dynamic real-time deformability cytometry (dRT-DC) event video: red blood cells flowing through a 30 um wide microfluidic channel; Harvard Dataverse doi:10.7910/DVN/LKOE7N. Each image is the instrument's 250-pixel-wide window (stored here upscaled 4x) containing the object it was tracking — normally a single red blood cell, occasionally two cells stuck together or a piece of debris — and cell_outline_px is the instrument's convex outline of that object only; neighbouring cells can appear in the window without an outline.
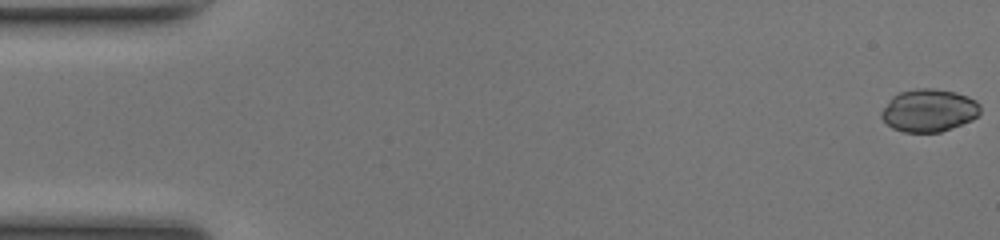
{"species": "common noctule bat (a hibernating species)", "species_latin": "Nyctalus noctula", "temperature_condition": "room temperature", "stored_images_in_passage": 50, "camera_frame_rate_fps": 3000, "um_per_image_px": 0.085, "animal": {"sex": "female", "body_mass_g": 17.0, "forearm_length_mm": 48.0}, "frame": {"image": 1, "passage_image": 1, "time_ms": 0.0, "image_size_px": [1000, 240], "cell_outline_px": [[980, 112], [972, 120], [952, 128], [940, 132], [904, 132], [892, 128], [880, 116], [880, 112], [892, 96], [900, 92], [916, 88], [932, 88], [956, 92], [968, 96], [976, 100], [980, 104]], "centroid_in_image_um": [78.96, 9.38], "position_along_channel_um": 6.0, "area_um2": 24.68}}
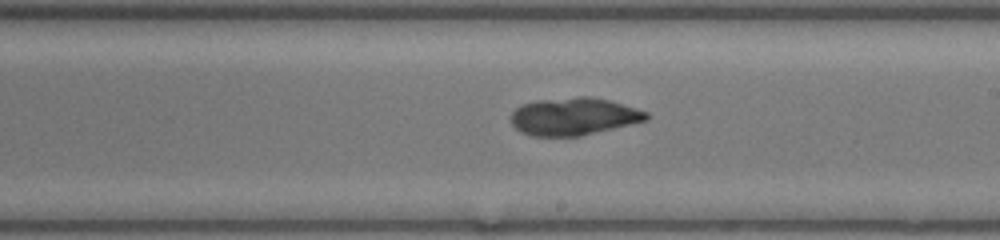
{"frame": {"image": 2, "passage_image": 29, "time_ms": 9.333, "image_size_px": [1000, 240], "cell_outline_px": [[648, 120], [580, 136], [532, 136], [520, 132], [512, 124], [512, 112], [516, 108], [524, 104], [536, 100], [580, 96], [592, 96], [608, 100], [636, 108], [648, 112]], "centroid_in_image_um": [48.77, 9.89], "position_along_channel_um": 240.2, "area_um2": 29.54}}
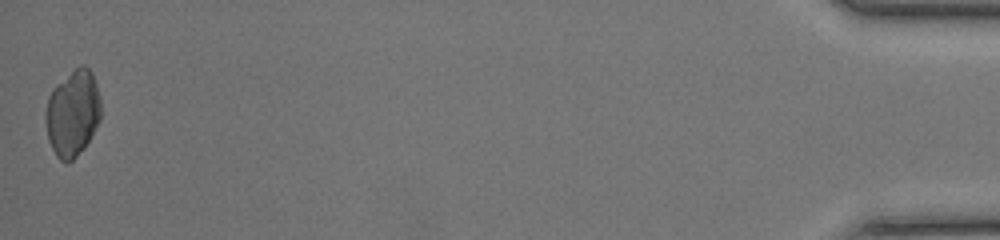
{"frame": {"image": 3, "passage_image": 50, "time_ms": 16.333, "image_size_px": [1000, 240], "cell_outline_px": [[100, 120], [84, 148], [68, 164], [64, 164], [56, 156], [48, 140], [44, 120], [44, 112], [48, 96], [80, 64], [84, 64], [92, 72], [100, 96]], "centroid_in_image_um": [6.17, 9.68], "position_along_channel_um": 429.0, "area_um2": 27.69}, "authors_computed_cell_mechanics": {"area_um2": 27.9752, "velocity_mm_per_s": 4.1771, "shape_relaxation_time_tau1_ms": 6.2997, "shape_relaxation_time_tau2_ms": 2.2557, "deformation_change_tau1": 0.1961, "deformation_change_tau2": 0.0656}}